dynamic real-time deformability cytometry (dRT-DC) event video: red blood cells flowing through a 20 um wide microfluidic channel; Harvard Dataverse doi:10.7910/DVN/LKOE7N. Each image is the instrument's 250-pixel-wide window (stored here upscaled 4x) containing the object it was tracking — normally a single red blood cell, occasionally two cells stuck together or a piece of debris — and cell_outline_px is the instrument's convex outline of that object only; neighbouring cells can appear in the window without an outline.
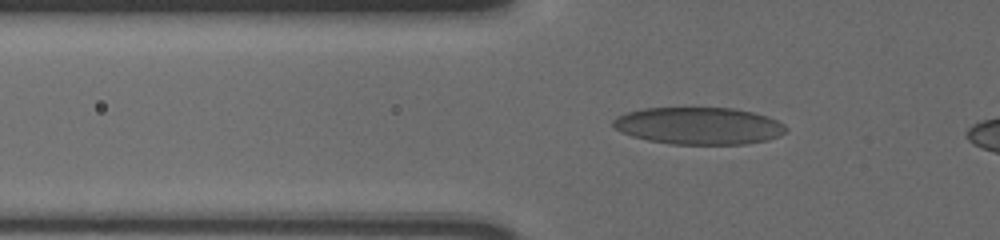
{"species": "human", "species_latin": "Homo sapiens", "temperature_condition": "cold", "stored_images_in_passage": 43, "camera_frame_rate_fps": 3000, "um_per_image_px": 0.085, "donor": {"sex": "male"}, "frame": {"image": 1, "passage_image": 10, "time_ms": 3.0, "image_size_px": [1000, 240], "cell_outline_px": [[788, 128], [780, 136], [768, 140], [744, 144], [672, 144], [648, 140], [632, 136], [616, 128], [612, 124], [612, 120], [616, 116], [628, 112], [644, 108], [732, 108], [752, 112], [776, 120], [784, 124]], "centroid_in_image_um": [59.4, 10.7], "position_along_channel_um": 66.4, "area_um2": 37.22}}
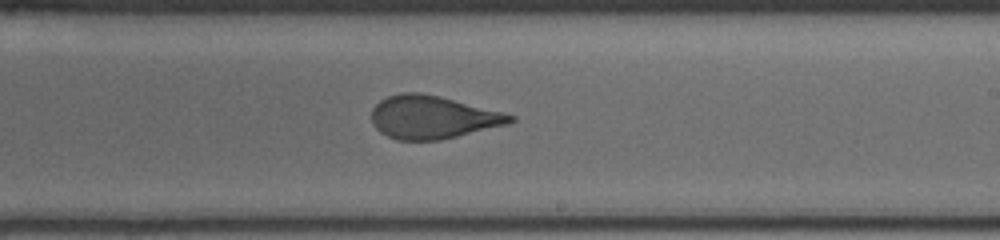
{"frame": {"image": 2, "passage_image": 26, "time_ms": 8.333, "image_size_px": [1000, 240], "cell_outline_px": [[516, 120], [508, 124], [440, 140], [396, 140], [380, 132], [376, 128], [372, 120], [372, 108], [380, 100], [388, 96], [400, 92], [420, 92], [440, 96], [504, 112], [516, 116]], "centroid_in_image_um": [36.77, 9.95], "position_along_channel_um": 252.2, "area_um2": 34.8}}
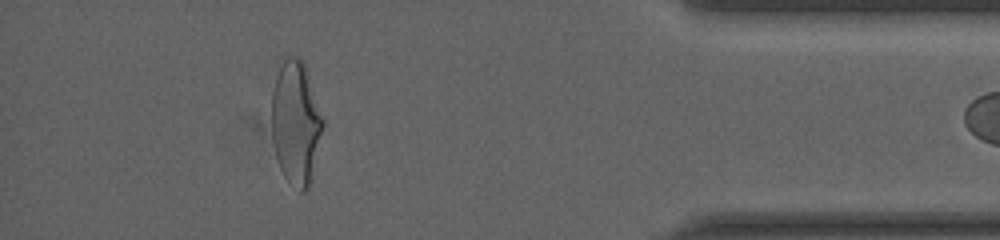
{"frame": {"image": 3, "passage_image": 42, "time_ms": 13.667, "image_size_px": [1000, 240], "cell_outline_px": [[324, 124], [312, 180], [308, 188], [304, 192], [300, 192], [284, 176], [280, 168], [276, 156], [272, 140], [272, 92], [276, 76], [284, 60], [288, 56], [296, 56], [304, 64], [324, 120]], "centroid_in_image_um": [25.15, 10.49], "position_along_channel_um": 410.0, "area_um2": 36.7}}